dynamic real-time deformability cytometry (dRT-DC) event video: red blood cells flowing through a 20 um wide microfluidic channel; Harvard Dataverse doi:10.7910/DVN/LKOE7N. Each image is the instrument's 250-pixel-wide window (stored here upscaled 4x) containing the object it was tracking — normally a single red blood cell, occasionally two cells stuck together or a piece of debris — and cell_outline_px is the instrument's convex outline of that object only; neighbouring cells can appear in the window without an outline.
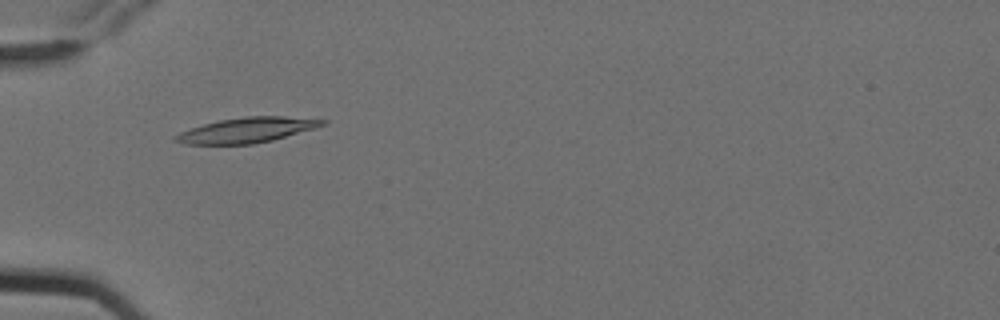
{"species": "Egyptian fruit bat (a non-hibernating species)", "species_latin": "Rousettus aegyptiacus", "temperature_condition": "cold", "stored_images_in_passage": 7, "camera_frame_rate_fps": 3000, "um_per_image_px": 0.085, "animal": {"sex": "female"}, "frame": {"image": 1, "passage_image": 6, "time_ms": 1.667, "image_size_px": [1000, 320], "cell_outline_px": [[328, 120], [324, 124], [316, 128], [272, 140], [252, 144], [184, 144], [172, 140], [172, 136], [180, 132], [204, 124], [220, 120], [244, 116], [284, 116]], "centroid_in_image_um": [20.97, 11.06], "position_along_channel_um": 64.0, "area_um2": 21.44}}
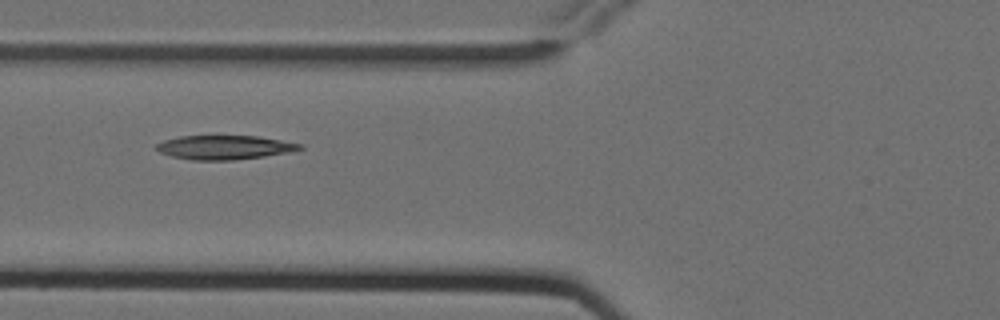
{"frame": {"image": 2, "passage_image": 7, "time_ms": 2.0, "image_size_px": [1000, 320], "cell_outline_px": [[304, 148], [288, 152], [264, 156], [232, 160], [192, 160], [172, 156], [160, 152], [156, 148], [156, 144], [164, 140], [180, 136], [256, 136], [280, 140], [300, 144]], "centroid_in_image_um": [19.05, 12.52], "position_along_channel_um": 106.8, "area_um2": 19.83}}